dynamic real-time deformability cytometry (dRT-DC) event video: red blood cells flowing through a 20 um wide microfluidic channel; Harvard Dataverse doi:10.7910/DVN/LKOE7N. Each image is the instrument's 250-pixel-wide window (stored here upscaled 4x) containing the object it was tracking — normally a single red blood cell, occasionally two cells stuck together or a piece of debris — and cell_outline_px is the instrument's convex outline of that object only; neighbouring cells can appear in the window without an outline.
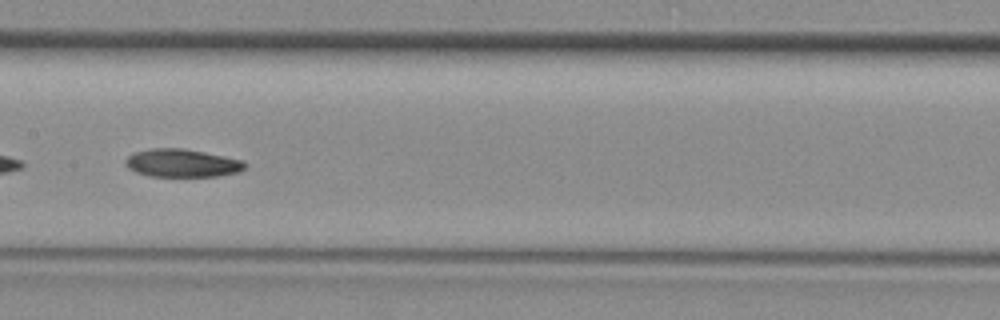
{"species": "common noctule bat (a hibernating species)", "species_latin": "Nyctalus noctula", "temperature_condition": "room temperature", "stored_images_in_passage": 33, "camera_frame_rate_fps": 3000, "um_per_image_px": 0.085, "animal": {"sex": "female", "body_mass_g": 29.2, "forearm_length_mm": 56.3}, "frame": {"image": 1, "passage_image": 10, "time_ms": 3.0, "image_size_px": [1000, 320], "cell_outline_px": [[248, 164], [240, 172], [216, 176], [148, 176], [136, 172], [128, 168], [124, 164], [124, 160], [128, 156], [136, 152], [152, 148], [180, 148], [204, 152], [244, 160]], "centroid_in_image_um": [15.48, 13.86], "position_along_channel_um": 191.9, "area_um2": 19.54}}
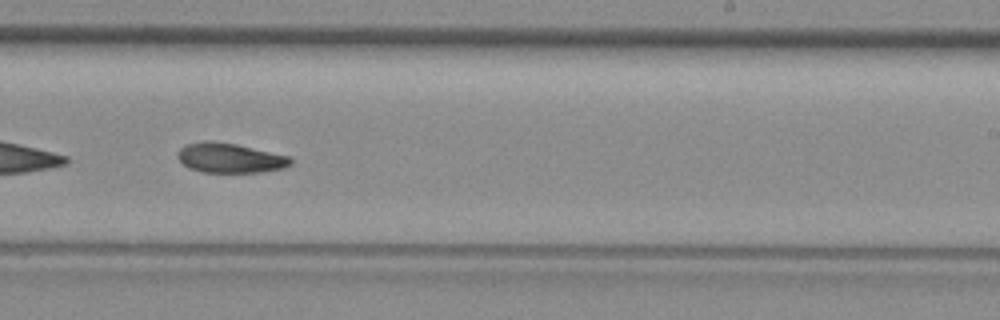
{"frame": {"image": 2, "passage_image": 15, "time_ms": 4.667, "image_size_px": [1000, 320], "cell_outline_px": [[292, 164], [284, 168], [264, 172], [200, 172], [188, 168], [176, 156], [180, 148], [188, 144], [204, 140], [212, 140], [236, 144], [288, 156], [292, 160]], "centroid_in_image_um": [19.53, 13.43], "position_along_channel_um": 269.5, "area_um2": 19.59}}